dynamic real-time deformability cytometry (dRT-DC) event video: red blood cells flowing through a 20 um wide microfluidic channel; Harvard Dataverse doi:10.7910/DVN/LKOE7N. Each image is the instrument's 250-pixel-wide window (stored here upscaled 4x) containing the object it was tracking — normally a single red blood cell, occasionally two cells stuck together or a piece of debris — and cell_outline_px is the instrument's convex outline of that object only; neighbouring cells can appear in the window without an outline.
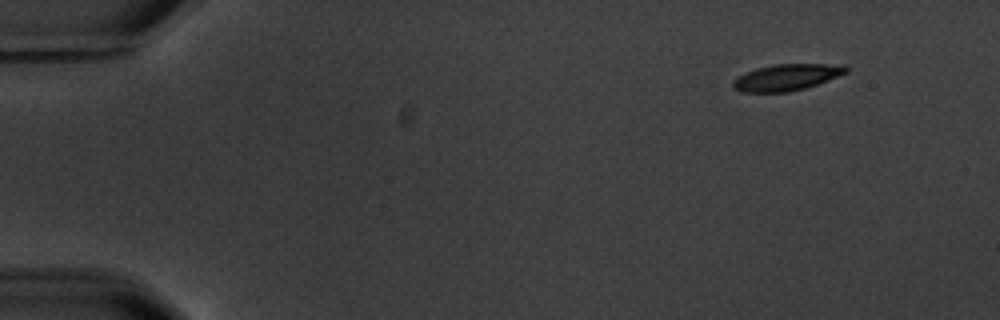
{"species": "common noctule bat (a hibernating species)", "species_latin": "Nyctalus noctula", "temperature_condition": "warm", "stored_images_in_passage": 10, "camera_frame_rate_fps": 3000, "um_per_image_px": 0.085, "animal": {"sex": "male", "body_mass_g": 20.1, "forearm_length_mm": 53.5}, "frame": {"image": 1, "passage_image": 1, "time_ms": 0.0, "image_size_px": [1000, 320], "cell_outline_px": [[848, 72], [828, 80], [804, 88], [788, 92], [740, 92], [732, 88], [732, 84], [740, 76], [756, 68], [772, 64], [844, 64], [848, 68]], "centroid_in_image_um": [66.89, 6.56], "position_along_channel_um": 18.1, "area_um2": 17.28}}
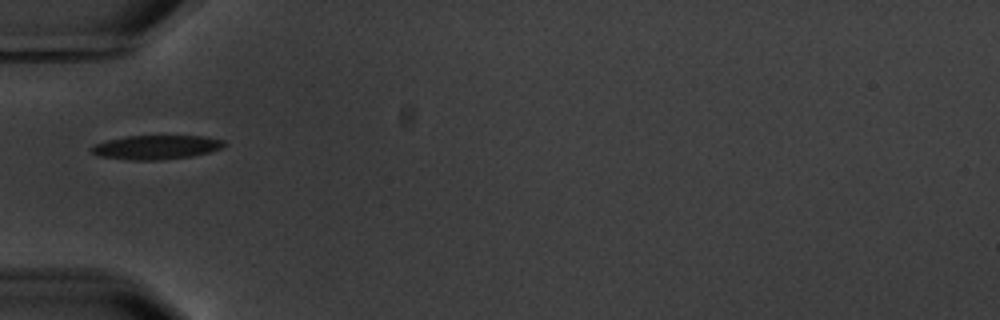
{"frame": {"image": 2, "passage_image": 4, "time_ms": 4.667, "image_size_px": [1000, 320], "cell_outline_px": [[224, 144], [220, 148], [208, 152], [192, 156], [160, 160], [132, 160], [96, 156], [88, 148], [92, 144], [108, 140], [128, 136], [204, 136], [224, 140]], "centroid_in_image_um": [13.2, 12.52], "position_along_channel_um": 71.8, "area_um2": 18.61}}
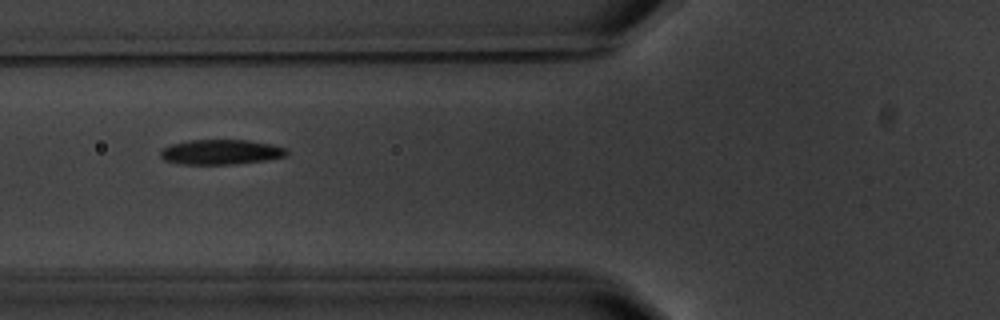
{"frame": {"image": 3, "passage_image": 5, "time_ms": 5.667, "image_size_px": [1000, 320], "cell_outline_px": [[288, 152], [284, 156], [268, 160], [232, 164], [180, 164], [164, 160], [160, 156], [160, 152], [164, 148], [172, 144], [188, 140], [248, 140], [272, 144], [288, 148]], "centroid_in_image_um": [18.8, 12.92], "position_along_channel_um": 107.0, "area_um2": 18.38}}